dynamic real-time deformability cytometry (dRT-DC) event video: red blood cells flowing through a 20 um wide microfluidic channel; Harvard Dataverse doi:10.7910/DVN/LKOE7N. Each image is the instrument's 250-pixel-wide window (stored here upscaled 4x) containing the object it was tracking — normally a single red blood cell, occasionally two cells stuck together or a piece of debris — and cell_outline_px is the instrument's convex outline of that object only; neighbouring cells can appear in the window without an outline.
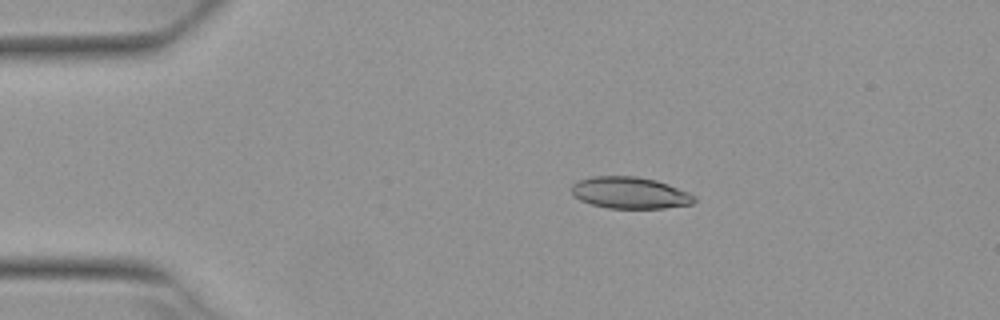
{"species": "Egyptian fruit bat (a non-hibernating species)", "species_latin": "Rousettus aegyptiacus", "temperature_condition": "warm", "stored_images_in_passage": 4, "camera_frame_rate_fps": 3000, "um_per_image_px": 0.085, "animal": {"sex": "female"}, "frame": {"image": 1, "passage_image": 2, "time_ms": 0.333, "image_size_px": [1000, 320], "cell_outline_px": [[696, 200], [692, 204], [664, 208], [608, 208], [592, 204], [580, 200], [572, 192], [572, 184], [576, 180], [592, 176], [636, 176], [656, 180], [668, 184], [688, 192], [696, 196]], "centroid_in_image_um": [53.55, 16.38], "position_along_channel_um": 31.5, "area_um2": 22.66}}
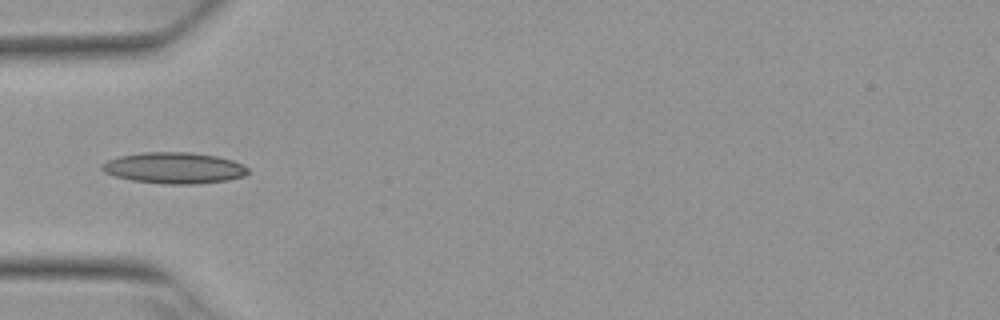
{"frame": {"image": 2, "passage_image": 4, "time_ms": 1.0, "image_size_px": [1000, 320], "cell_outline_px": [[248, 172], [244, 176], [228, 180], [192, 184], [164, 184], [132, 180], [112, 176], [104, 172], [100, 168], [100, 164], [108, 160], [120, 156], [144, 152], [192, 152], [216, 156], [232, 160], [248, 168]], "centroid_in_image_um": [14.76, 14.27], "position_along_channel_um": 70.2, "area_um2": 26.53}}